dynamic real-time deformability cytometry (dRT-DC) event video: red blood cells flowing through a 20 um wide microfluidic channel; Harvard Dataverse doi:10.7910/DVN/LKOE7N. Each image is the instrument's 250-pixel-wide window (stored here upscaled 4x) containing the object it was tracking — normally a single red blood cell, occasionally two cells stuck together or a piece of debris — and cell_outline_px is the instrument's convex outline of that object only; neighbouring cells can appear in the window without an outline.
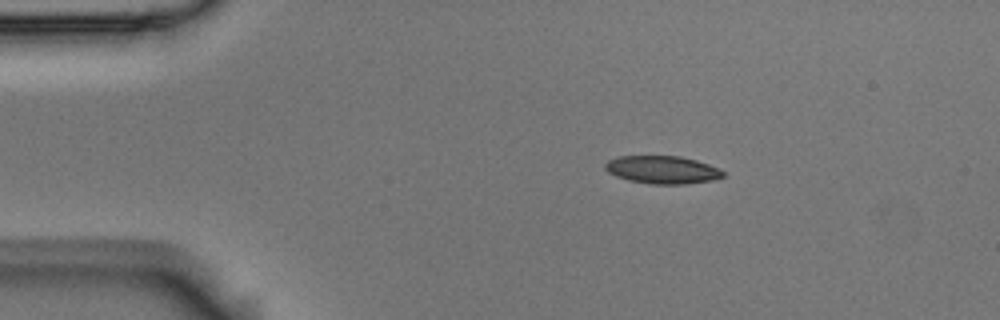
{"species": "Egyptian fruit bat (a non-hibernating species)", "species_latin": "Rousettus aegyptiacus", "temperature_condition": "room temperature", "stored_images_in_passage": 4, "camera_frame_rate_fps": 3000, "um_per_image_px": 0.085, "animal": {"sex": "male"}, "frame": {"image": 1, "passage_image": 1, "time_ms": 0.0, "image_size_px": [1000, 320], "cell_outline_px": [[724, 176], [712, 180], [684, 184], [652, 184], [628, 180], [616, 176], [608, 172], [604, 168], [604, 164], [608, 160], [620, 156], [680, 156], [696, 160], [720, 168], [724, 172]], "centroid_in_image_um": [56.29, 14.43], "position_along_channel_um": 28.7, "area_um2": 19.13}}
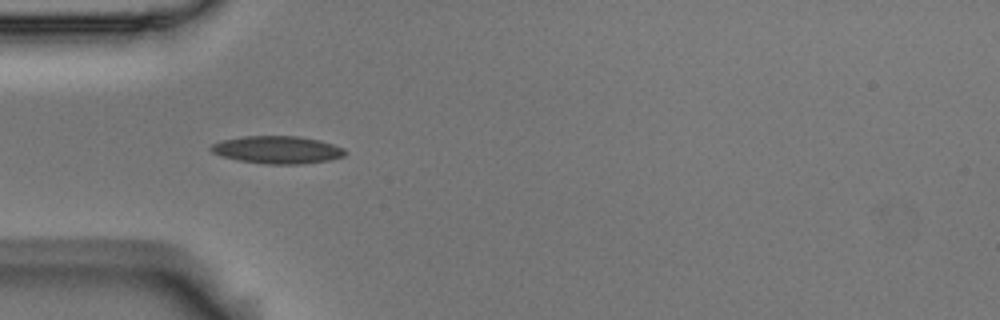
{"frame": {"image": 2, "passage_image": 3, "time_ms": 0.667, "image_size_px": [1000, 320], "cell_outline_px": [[348, 152], [344, 156], [328, 160], [300, 164], [268, 164], [240, 160], [224, 156], [212, 152], [208, 148], [212, 144], [220, 140], [244, 136], [296, 136], [320, 140], [344, 148]], "centroid_in_image_um": [23.59, 12.72], "position_along_channel_um": 61.4, "area_um2": 21.44}}
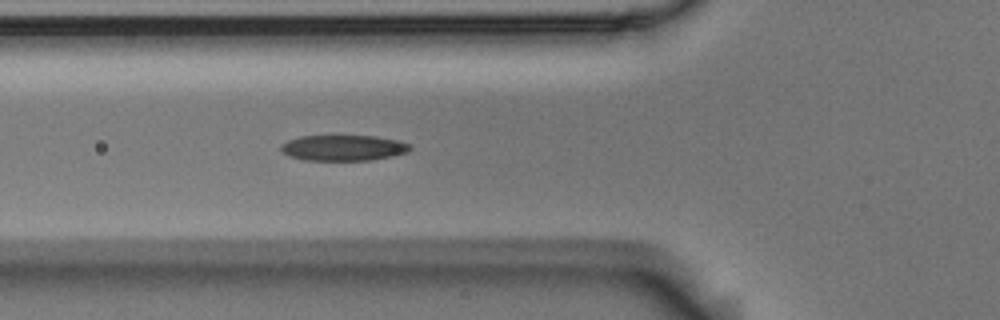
{"frame": {"image": 3, "passage_image": 4, "time_ms": 1.0, "image_size_px": [1000, 320], "cell_outline_px": [[412, 148], [408, 152], [392, 156], [372, 160], [304, 160], [288, 156], [280, 148], [280, 144], [288, 140], [300, 136], [332, 132], [376, 136], [400, 140], [412, 144]], "centroid_in_image_um": [29.19, 12.5], "position_along_channel_um": 96.6, "area_um2": 20.63}}